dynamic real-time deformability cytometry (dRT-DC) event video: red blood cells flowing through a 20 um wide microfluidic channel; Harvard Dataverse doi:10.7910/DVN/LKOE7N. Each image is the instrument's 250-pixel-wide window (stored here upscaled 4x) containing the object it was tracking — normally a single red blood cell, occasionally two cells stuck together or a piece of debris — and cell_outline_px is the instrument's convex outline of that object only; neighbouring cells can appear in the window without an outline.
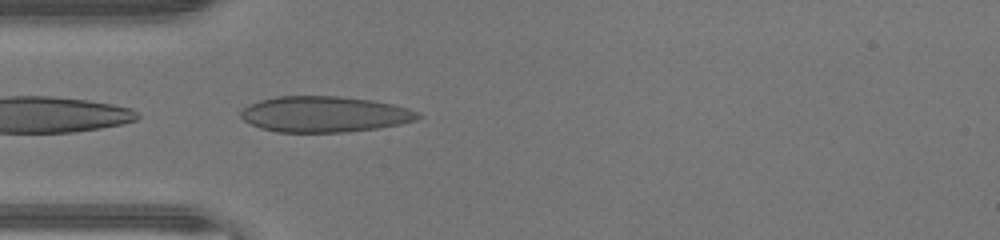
{"species": "human", "species_latin": "Homo sapiens", "temperature_condition": "warm", "stored_images_in_passage": 33, "camera_frame_rate_fps": 3000, "um_per_image_px": 0.085, "donor": {"sex": "male"}, "frame": {"image": 1, "passage_image": 1, "time_ms": 0.0, "image_size_px": [1000, 240], "cell_outline_px": [[424, 116], [416, 120], [400, 124], [380, 128], [344, 132], [276, 132], [260, 128], [244, 120], [240, 116], [240, 112], [248, 104], [260, 100], [276, 96], [340, 96], [372, 100], [392, 104], [408, 108], [420, 112]], "centroid_in_image_um": [27.61, 9.71], "position_along_channel_um": 57.4, "area_um2": 37.28}}
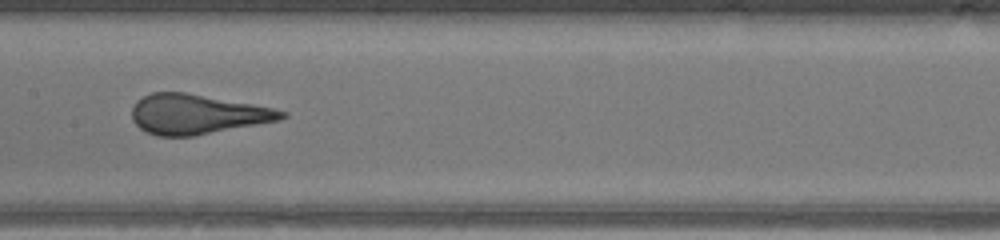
{"frame": {"image": 2, "passage_image": 10, "time_ms": 3.0, "image_size_px": [1000, 240], "cell_outline_px": [[288, 116], [280, 120], [192, 136], [156, 136], [140, 128], [132, 120], [132, 108], [136, 100], [152, 92], [184, 92], [252, 104], [272, 108], [288, 112]], "centroid_in_image_um": [16.73, 9.71], "position_along_channel_um": 190.7, "area_um2": 34.45}}
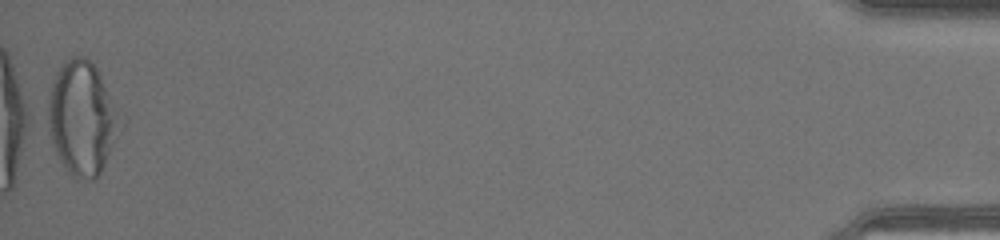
{"frame": {"image": 3, "passage_image": 33, "time_ms": 10.667, "image_size_px": [1000, 240], "cell_outline_px": [[128, 120], [96, 180], [76, 180], [68, 172], [60, 160], [52, 144], [44, 120], [48, 96], [56, 72], [72, 56], [84, 56], [96, 68], [128, 116]], "centroid_in_image_um": [7.05, 10.07], "position_along_channel_um": 428.1, "area_um2": 50.0}, "authors_computed_cell_mechanics": {"area_um2": 35.6626, "velocity_mm_per_s": 4.475, "shape_relaxation_time_tau1_ms": 6.3907, "shape_relaxation_time_tau2_ms": null, "deformation_change_tau1": 0.2332, "deformation_change_tau2": null}}